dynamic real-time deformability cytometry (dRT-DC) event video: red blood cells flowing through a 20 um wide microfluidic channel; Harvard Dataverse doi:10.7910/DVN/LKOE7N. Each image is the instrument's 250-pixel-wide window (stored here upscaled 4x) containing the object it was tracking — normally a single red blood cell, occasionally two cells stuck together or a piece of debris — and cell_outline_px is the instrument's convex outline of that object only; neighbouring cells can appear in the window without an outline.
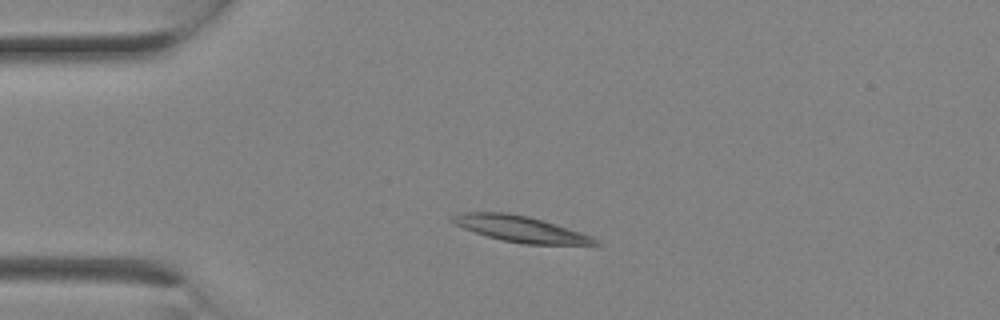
{"species": "Egyptian fruit bat (a non-hibernating species)", "species_latin": "Rousettus aegyptiacus", "temperature_condition": "room temperature", "stored_images_in_passage": 1, "camera_frame_rate_fps": 3000, "um_per_image_px": 0.085, "animal": {"sex": "female"}, "frame": {"image": 1, "passage_image": 1, "time_ms": 0.0, "image_size_px": [1000, 320], "cell_outline_px": [[604, 244], [524, 244], [500, 240], [464, 228], [448, 220], [452, 216], [460, 212], [508, 212], [528, 216], [544, 220], [592, 236], [600, 240]], "centroid_in_image_um": [44.25, 19.45], "position_along_channel_um": 40.8, "area_um2": 21.62}}